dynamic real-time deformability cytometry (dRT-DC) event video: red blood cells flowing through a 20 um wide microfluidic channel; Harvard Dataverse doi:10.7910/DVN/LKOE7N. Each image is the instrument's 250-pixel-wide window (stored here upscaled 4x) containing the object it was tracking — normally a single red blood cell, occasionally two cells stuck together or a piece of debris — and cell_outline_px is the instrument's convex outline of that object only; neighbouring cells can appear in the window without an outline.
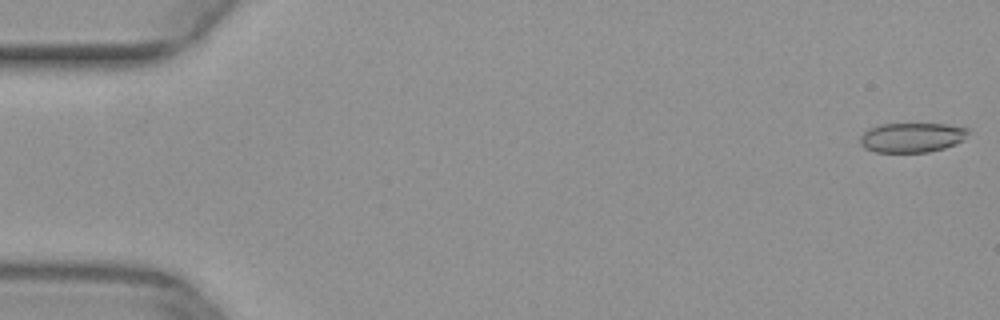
{"species": "common noctule bat (a hibernating species)", "species_latin": "Nyctalus noctula", "temperature_condition": "warm", "stored_images_in_passage": 51, "camera_frame_rate_fps": 3000, "um_per_image_px": 0.085, "animal": {"sex": "female", "body_mass_g": 29.2, "forearm_length_mm": 56.3}, "frame": {"image": 1, "passage_image": 1, "time_ms": 0.0, "image_size_px": [1000, 320], "cell_outline_px": [[968, 132], [960, 140], [944, 148], [928, 152], [876, 152], [864, 148], [860, 144], [860, 136], [868, 128], [880, 124], [948, 124], [968, 128]], "centroid_in_image_um": [77.44, 11.68], "position_along_channel_um": 7.6, "area_um2": 18.5}}
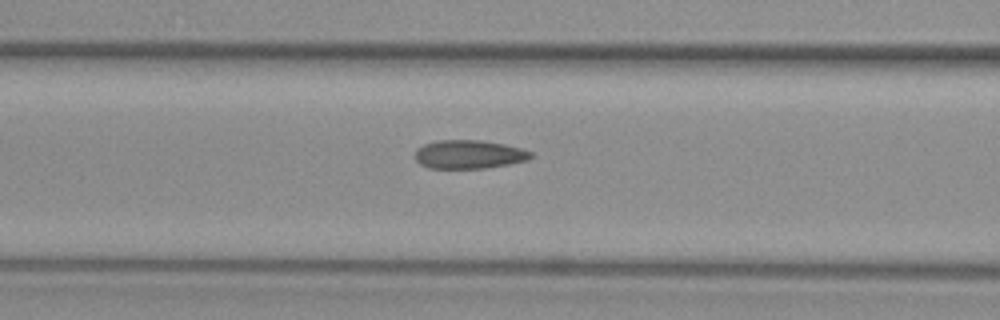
{"frame": {"image": 2, "passage_image": 21, "time_ms": 6.667, "image_size_px": [1000, 320], "cell_outline_px": [[536, 156], [528, 160], [508, 164], [484, 168], [428, 168], [420, 164], [416, 160], [416, 148], [424, 144], [436, 140], [480, 140], [504, 144], [520, 148], [532, 152]], "centroid_in_image_um": [39.87, 13.12], "position_along_channel_um": 126.7, "area_um2": 19.36}}
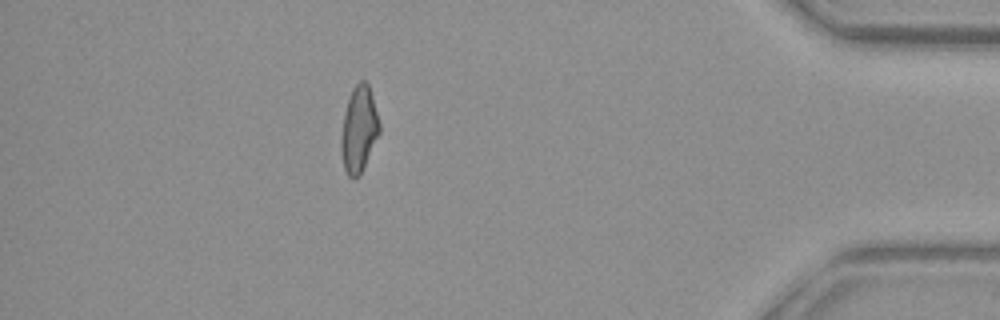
{"frame": {"image": 3, "passage_image": 45, "time_ms": 14.667, "image_size_px": [1000, 320], "cell_outline_px": [[380, 132], [360, 176], [352, 180], [348, 176], [344, 168], [340, 152], [340, 140], [344, 112], [352, 88], [360, 80], [364, 80], [368, 84], [372, 96], [380, 124]], "centroid_in_image_um": [30.49, 11.03], "position_along_channel_um": 404.7, "area_um2": 19.36}}